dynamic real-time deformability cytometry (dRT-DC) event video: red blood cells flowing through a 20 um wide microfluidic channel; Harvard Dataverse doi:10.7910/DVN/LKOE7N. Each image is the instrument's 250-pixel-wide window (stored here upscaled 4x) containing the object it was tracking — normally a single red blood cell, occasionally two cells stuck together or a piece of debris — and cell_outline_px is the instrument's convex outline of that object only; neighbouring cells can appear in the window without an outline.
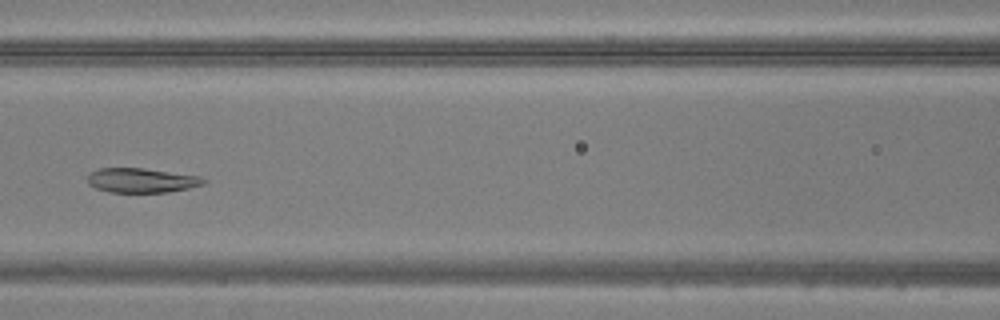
{"species": "common noctule bat (a hibernating species)", "species_latin": "Nyctalus noctula", "temperature_condition": "warm", "stored_images_in_passage": 51, "camera_frame_rate_fps": 3000, "um_per_image_px": 0.085, "animal": {"sex": "male", "body_mass_g": 20.5, "forearm_length_mm": 52.5}, "frame": {"image": 1, "passage_image": 23, "time_ms": 7.333, "image_size_px": [1000, 320], "cell_outline_px": [[208, 180], [204, 184], [188, 188], [168, 192], [108, 192], [96, 188], [88, 184], [88, 176], [92, 172], [100, 168], [144, 168], [200, 176]], "centroid_in_image_um": [12.05, 15.33], "position_along_channel_um": 154.5, "area_um2": 16.53}}
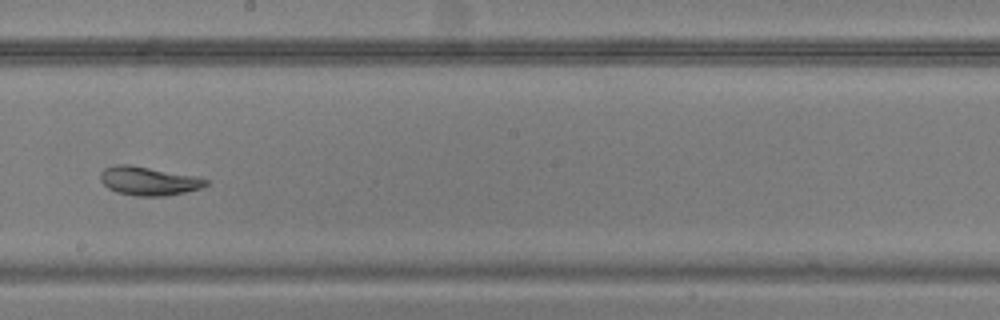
{"frame": {"image": 2, "passage_image": 29, "time_ms": 9.333, "image_size_px": [1000, 320], "cell_outline_px": [[208, 184], [200, 188], [184, 192], [164, 196], [136, 196], [116, 192], [108, 188], [100, 180], [100, 172], [104, 168], [116, 164], [132, 164], [200, 176], [208, 180]], "centroid_in_image_um": [12.63, 15.36], "position_along_channel_um": 235.6, "area_um2": 17.98}}
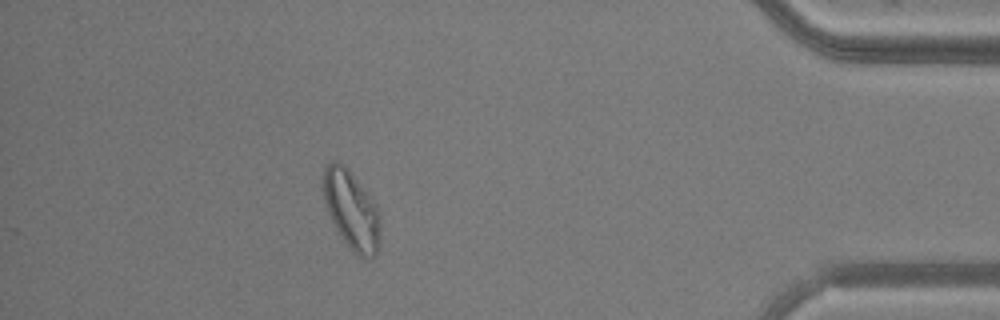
{"frame": {"image": 3, "passage_image": 45, "time_ms": 14.667, "image_size_px": [1000, 320], "cell_outline_px": [[380, 244], [376, 256], [356, 256], [352, 252], [336, 228], [328, 212], [324, 200], [324, 168], [332, 160], [336, 160], [344, 164], [348, 168], [372, 196], [380, 212]], "centroid_in_image_um": [29.92, 17.84], "position_along_channel_um": 405.3, "area_um2": 26.36}}